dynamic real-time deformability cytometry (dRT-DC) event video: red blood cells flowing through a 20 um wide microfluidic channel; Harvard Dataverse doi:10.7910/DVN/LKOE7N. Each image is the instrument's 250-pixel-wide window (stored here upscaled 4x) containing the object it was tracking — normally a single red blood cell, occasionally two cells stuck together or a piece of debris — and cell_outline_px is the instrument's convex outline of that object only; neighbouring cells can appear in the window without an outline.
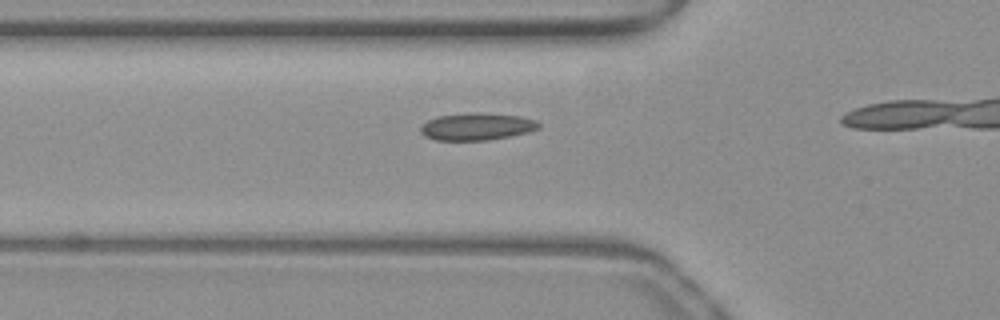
{"species": "common noctule bat (a hibernating species)", "species_latin": "Nyctalus noctula", "temperature_condition": "warm", "stored_images_in_passage": 11, "camera_frame_rate_fps": 3000, "um_per_image_px": 0.085, "animal": {"sex": "female", "body_mass_g": 19.3, "forearm_length_mm": 54.1}, "frame": {"image": 1, "passage_image": 7, "time_ms": 2.0, "image_size_px": [1000, 320], "cell_outline_px": [[540, 128], [528, 132], [488, 140], [436, 140], [424, 136], [420, 132], [420, 128], [428, 120], [436, 116], [468, 112], [480, 112], [520, 116], [536, 120], [540, 124]], "centroid_in_image_um": [40.52, 10.74], "position_along_channel_um": 85.3, "area_um2": 18.84}}
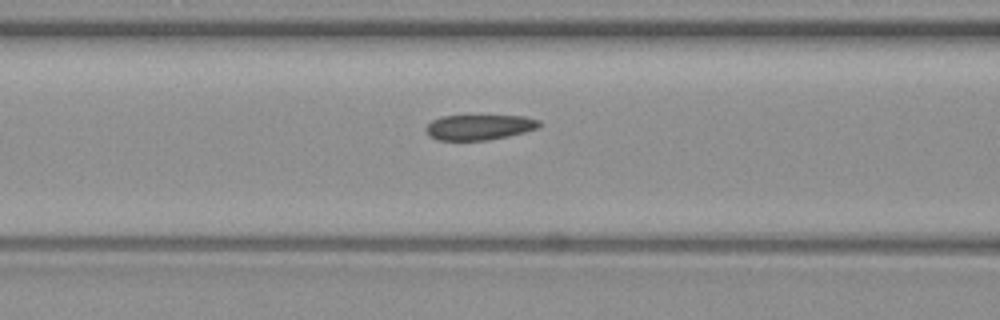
{"frame": {"image": 2, "passage_image": 10, "time_ms": 3.0, "image_size_px": [1000, 320], "cell_outline_px": [[540, 128], [508, 136], [488, 140], [436, 140], [424, 128], [432, 120], [440, 116], [524, 116], [540, 120]], "centroid_in_image_um": [40.76, 10.81], "position_along_channel_um": 125.8, "area_um2": 16.65}}